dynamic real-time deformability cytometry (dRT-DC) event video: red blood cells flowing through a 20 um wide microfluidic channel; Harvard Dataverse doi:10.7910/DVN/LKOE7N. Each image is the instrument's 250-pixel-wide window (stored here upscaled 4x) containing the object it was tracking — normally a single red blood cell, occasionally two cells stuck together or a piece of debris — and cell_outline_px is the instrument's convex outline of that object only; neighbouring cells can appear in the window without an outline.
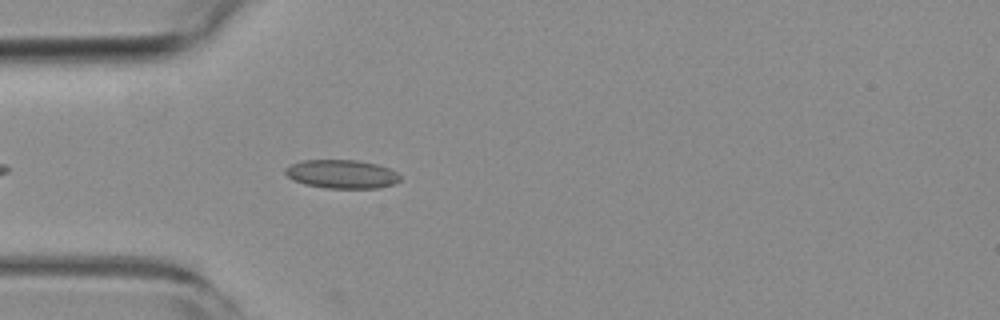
{"species": "common noctule bat (a hibernating species)", "species_latin": "Nyctalus noctula", "temperature_condition": "room temperature", "stored_images_in_passage": 8, "camera_frame_rate_fps": 3000, "um_per_image_px": 0.085, "animal": {"sex": "female", "body_mass_g": 19.3, "forearm_length_mm": 54.1}, "frame": {"image": 1, "passage_image": 5, "time_ms": 1.333, "image_size_px": [1000, 320], "cell_outline_px": [[400, 180], [392, 184], [380, 188], [324, 188], [304, 184], [292, 180], [284, 172], [284, 168], [292, 164], [304, 160], [356, 160], [376, 164], [388, 168], [396, 172], [400, 176]], "centroid_in_image_um": [29.02, 14.8], "position_along_channel_um": 56.0, "area_um2": 19.13}}